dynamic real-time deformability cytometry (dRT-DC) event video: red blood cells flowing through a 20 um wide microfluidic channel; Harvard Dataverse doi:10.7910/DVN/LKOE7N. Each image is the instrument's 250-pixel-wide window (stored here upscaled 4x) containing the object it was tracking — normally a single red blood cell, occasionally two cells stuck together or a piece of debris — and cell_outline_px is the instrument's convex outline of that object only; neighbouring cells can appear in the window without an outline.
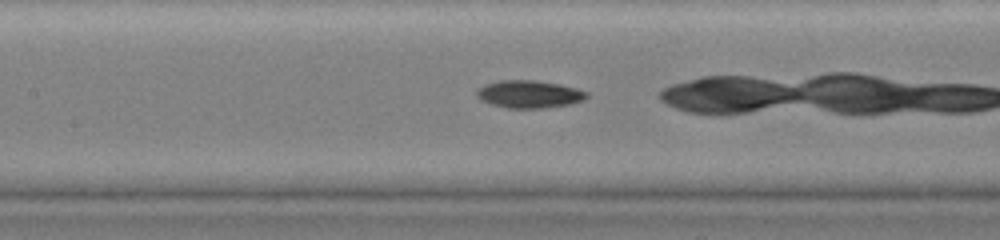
{"species": "common noctule bat (a hibernating species)", "species_latin": "Nyctalus noctula", "temperature_condition": "warm", "stored_images_in_passage": 36, "camera_frame_rate_fps": 3000, "um_per_image_px": 0.085, "animal": {"sex": "female", "body_mass_g": 19.0, "forearm_length_mm": 51.5}, "frame": {"image": 1, "passage_image": 12, "time_ms": 3.667, "image_size_px": [1000, 240], "cell_outline_px": [[588, 96], [584, 100], [568, 104], [544, 108], [508, 108], [492, 104], [480, 100], [476, 96], [476, 92], [484, 84], [500, 80], [536, 80], [560, 84], [576, 88], [588, 92]], "centroid_in_image_um": [44.98, 8.0], "position_along_channel_um": 162.4, "area_um2": 17.69}}
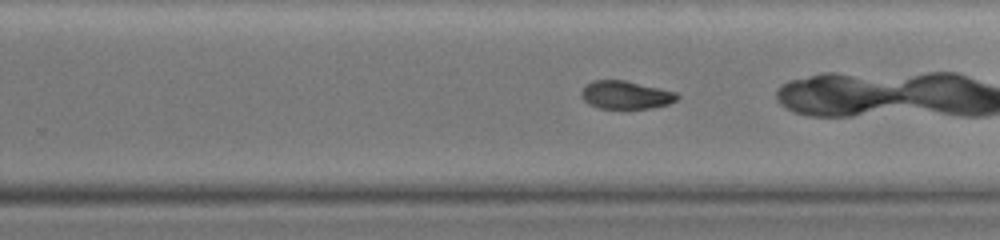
{"frame": {"image": 2, "passage_image": 21, "time_ms": 6.667, "image_size_px": [1000, 240], "cell_outline_px": [[680, 96], [676, 100], [668, 104], [652, 108], [600, 108], [588, 104], [580, 96], [580, 92], [592, 80], [624, 80], [660, 88], [676, 92]], "centroid_in_image_um": [53.19, 8.07], "position_along_channel_um": 276.6, "area_um2": 15.61}}
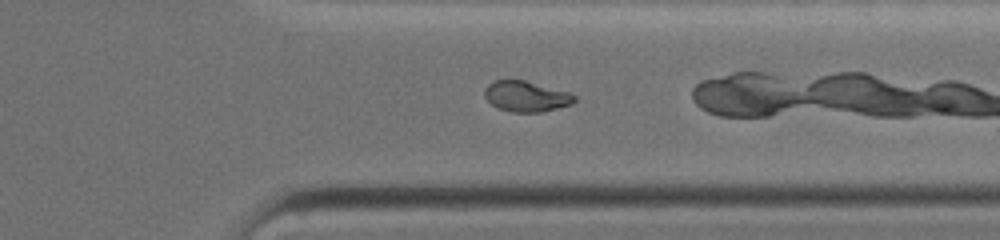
{"frame": {"image": 3, "passage_image": 28, "time_ms": 9.0, "image_size_px": [1000, 240], "cell_outline_px": [[576, 100], [572, 104], [540, 112], [512, 112], [496, 108], [484, 96], [484, 88], [492, 80], [524, 80], [568, 92], [576, 96]], "centroid_in_image_um": [44.69, 8.19], "position_along_channel_um": 366.7, "area_um2": 16.01}, "authors_computed_cell_mechanics": {"area_um2": 17.1955, "velocity_mm_per_s": 3.8198, "shape_relaxation_time_tau1_ms": null, "shape_relaxation_time_tau2_ms": 2.4533, "deformation_change_tau1": null, "deformation_change_tau2": 0.0419}}